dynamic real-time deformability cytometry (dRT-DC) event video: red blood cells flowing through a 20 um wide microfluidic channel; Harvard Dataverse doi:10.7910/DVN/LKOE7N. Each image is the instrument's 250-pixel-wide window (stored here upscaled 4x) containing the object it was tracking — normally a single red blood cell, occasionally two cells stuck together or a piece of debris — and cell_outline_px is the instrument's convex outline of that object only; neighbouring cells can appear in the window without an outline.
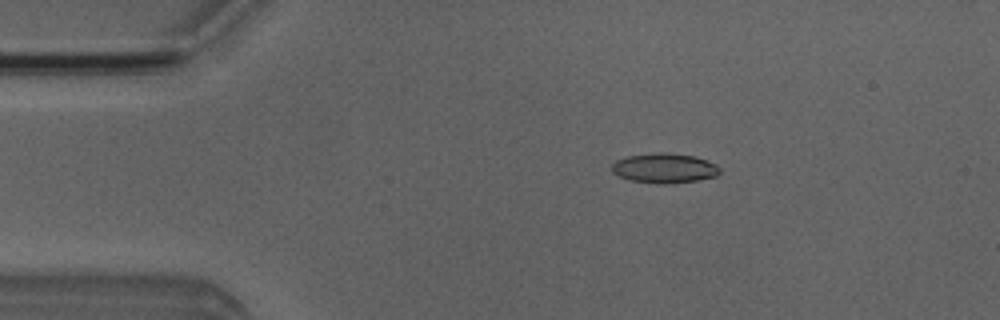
{"species": "Egyptian fruit bat (a non-hibernating species)", "species_latin": "Rousettus aegyptiacus", "temperature_condition": "room temperature", "stored_images_in_passage": 5, "camera_frame_rate_fps": 3000, "um_per_image_px": 0.085, "animal": {"sex": "male"}, "frame": {"image": 1, "passage_image": 3, "time_ms": 2.333, "image_size_px": [1000, 320], "cell_outline_px": [[720, 172], [716, 176], [696, 180], [664, 184], [656, 184], [632, 180], [620, 176], [612, 172], [612, 164], [616, 160], [628, 156], [656, 152], [664, 152], [696, 156], [716, 164], [720, 168]], "centroid_in_image_um": [56.48, 14.28], "position_along_channel_um": 28.5, "area_um2": 18.67}}